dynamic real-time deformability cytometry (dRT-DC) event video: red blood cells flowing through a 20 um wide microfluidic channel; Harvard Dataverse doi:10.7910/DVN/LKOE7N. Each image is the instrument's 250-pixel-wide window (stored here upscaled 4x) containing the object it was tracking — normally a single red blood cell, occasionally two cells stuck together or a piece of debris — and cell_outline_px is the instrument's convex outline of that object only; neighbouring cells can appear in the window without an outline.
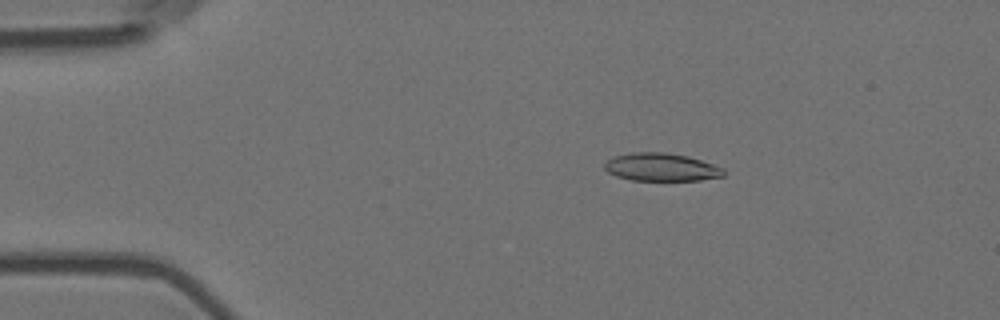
{"species": "Egyptian fruit bat (a non-hibernating species)", "species_latin": "Rousettus aegyptiacus", "temperature_condition": "room temperature", "stored_images_in_passage": 5, "camera_frame_rate_fps": 3000, "um_per_image_px": 0.085, "animal": {"sex": "female"}, "frame": {"image": 1, "passage_image": 3, "time_ms": 0.667, "image_size_px": [1000, 320], "cell_outline_px": [[724, 176], [700, 180], [632, 180], [616, 176], [608, 172], [604, 168], [604, 164], [612, 156], [632, 152], [664, 152], [688, 156], [724, 168]], "centroid_in_image_um": [56.19, 14.2], "position_along_channel_um": 28.8, "area_um2": 19.36}}